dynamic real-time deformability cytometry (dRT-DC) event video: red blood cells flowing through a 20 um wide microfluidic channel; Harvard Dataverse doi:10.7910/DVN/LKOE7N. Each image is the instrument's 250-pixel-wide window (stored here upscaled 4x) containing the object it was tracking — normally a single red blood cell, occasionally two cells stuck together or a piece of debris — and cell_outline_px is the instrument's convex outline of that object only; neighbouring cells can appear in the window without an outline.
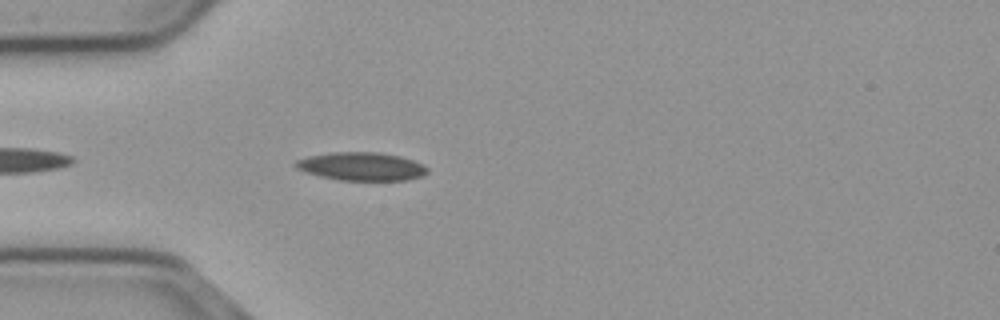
{"species": "common noctule bat (a hibernating species)", "species_latin": "Nyctalus noctula", "temperature_condition": "cold", "stored_images_in_passage": 19, "camera_frame_rate_fps": 3000, "um_per_image_px": 0.085, "animal": {"sex": "male", "body_mass_g": 23.1, "forearm_length_mm": 52.7}, "frame": {"image": 1, "passage_image": 4, "time_ms": 1.0, "image_size_px": [1000, 320], "cell_outline_px": [[428, 172], [420, 176], [408, 180], [340, 180], [320, 176], [296, 168], [292, 164], [296, 160], [308, 156], [332, 152], [376, 152], [400, 156], [424, 164], [428, 168]], "centroid_in_image_um": [30.72, 14.14], "position_along_channel_um": 54.3, "area_um2": 21.62}}
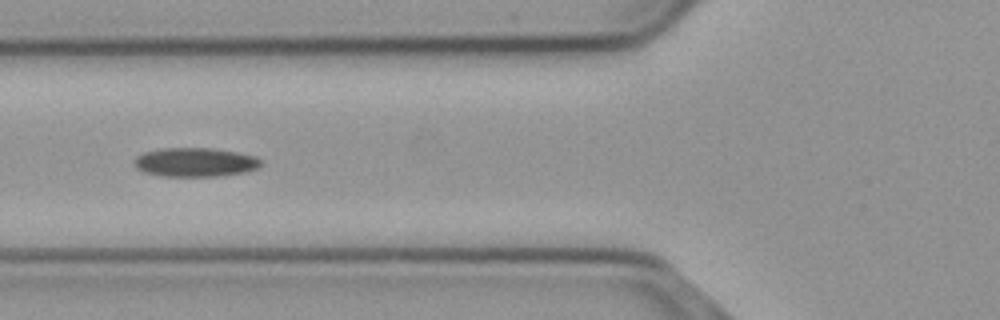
{"frame": {"image": 2, "passage_image": 9, "time_ms": 2.667, "image_size_px": [1000, 320], "cell_outline_px": [[260, 164], [256, 168], [244, 172], [216, 176], [160, 176], [144, 172], [136, 168], [132, 164], [132, 160], [136, 156], [144, 152], [160, 148], [212, 148], [236, 152], [256, 156], [260, 160]], "centroid_in_image_um": [16.51, 13.78], "position_along_channel_um": 109.3, "area_um2": 21.44}}